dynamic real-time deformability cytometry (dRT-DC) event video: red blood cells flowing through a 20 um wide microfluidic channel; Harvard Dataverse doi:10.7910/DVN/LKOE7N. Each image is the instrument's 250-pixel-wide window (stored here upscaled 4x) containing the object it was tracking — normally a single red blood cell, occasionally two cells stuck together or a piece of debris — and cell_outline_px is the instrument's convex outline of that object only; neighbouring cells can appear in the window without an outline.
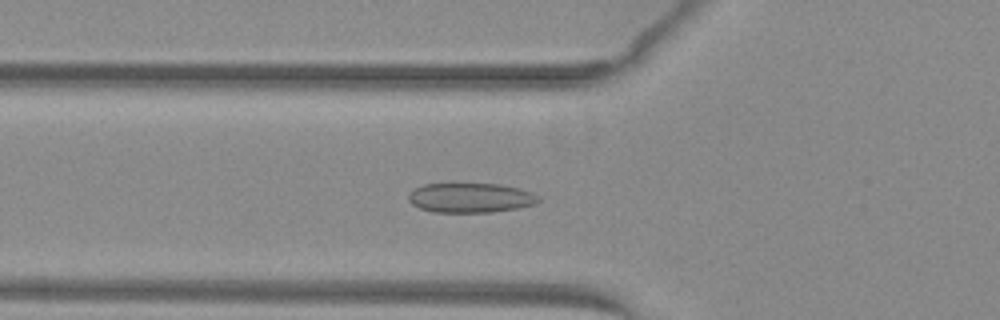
{"species": "common noctule bat (a hibernating species)", "species_latin": "Nyctalus noctula", "temperature_condition": "warm", "stored_images_in_passage": 51, "camera_frame_rate_fps": 3000, "um_per_image_px": 0.085, "animal": {"sex": "female", "body_mass_g": 29.2, "forearm_length_mm": 56.3}, "frame": {"image": 1, "passage_image": 19, "time_ms": 6.0, "image_size_px": [1000, 320], "cell_outline_px": [[540, 200], [536, 204], [516, 208], [492, 212], [432, 212], [420, 208], [412, 204], [408, 200], [408, 196], [416, 188], [424, 184], [500, 184], [520, 188], [532, 192], [540, 196]], "centroid_in_image_um": [40.03, 16.81], "position_along_channel_um": 85.8, "area_um2": 22.43}}
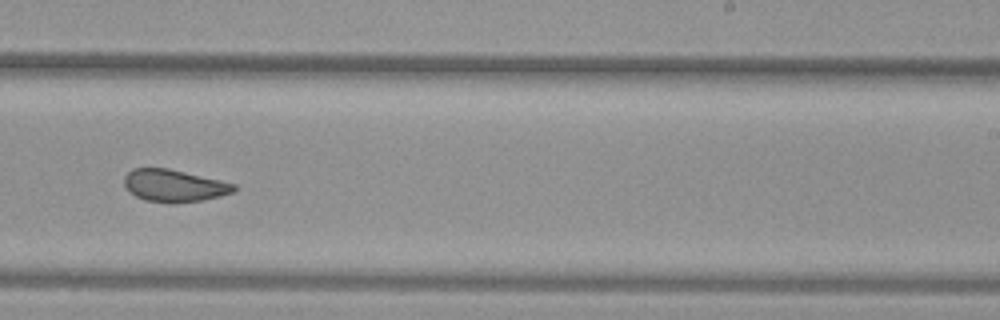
{"frame": {"image": 2, "passage_image": 33, "time_ms": 10.667, "image_size_px": [1000, 320], "cell_outline_px": [[236, 192], [204, 200], [168, 204], [144, 200], [128, 192], [124, 184], [124, 176], [132, 168], [168, 168], [220, 180], [236, 184]], "centroid_in_image_um": [14.79, 15.79], "position_along_channel_um": 274.2, "area_um2": 20.92}}
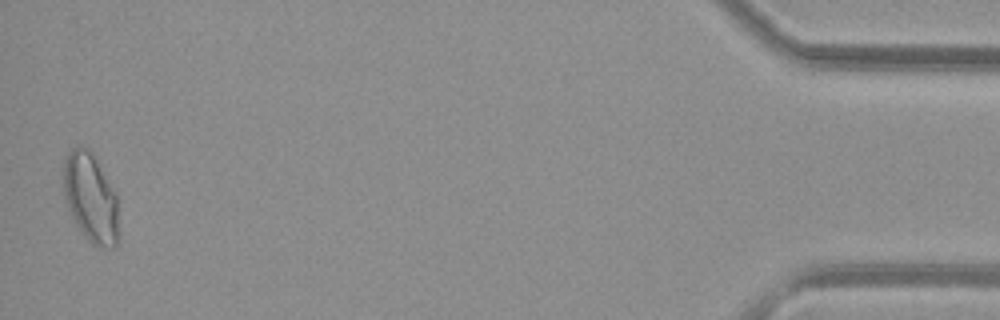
{"frame": {"image": 3, "passage_image": 51, "time_ms": 16.667, "image_size_px": [1000, 320], "cell_outline_px": [[120, 240], [112, 248], [100, 248], [92, 244], [84, 236], [76, 224], [68, 208], [64, 196], [64, 160], [68, 152], [72, 148], [80, 144], [88, 148], [116, 192], [120, 236]], "centroid_in_image_um": [7.73, 16.86], "position_along_channel_um": 427.5, "area_um2": 29.02}, "authors_computed_cell_mechanics": {"area_um2": 23.2934, "velocity_mm_per_s": 4.0254, "shape_relaxation_time_tau1_ms": null, "shape_relaxation_time_tau2_ms": 1.1321, "deformation_change_tau1": null, "deformation_change_tau2": 0.0614}}